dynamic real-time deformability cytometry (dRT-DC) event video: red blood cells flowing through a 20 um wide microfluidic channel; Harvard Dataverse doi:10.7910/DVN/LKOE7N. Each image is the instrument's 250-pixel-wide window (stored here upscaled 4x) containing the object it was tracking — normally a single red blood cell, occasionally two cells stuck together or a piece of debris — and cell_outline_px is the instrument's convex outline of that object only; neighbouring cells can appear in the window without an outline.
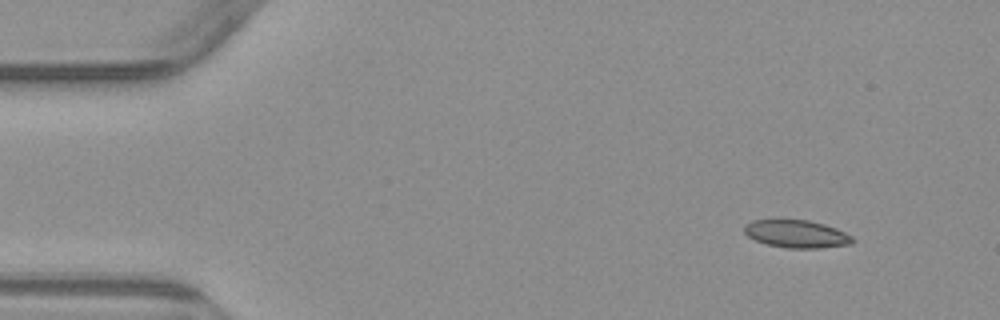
{"species": "common noctule bat (a hibernating species)", "species_latin": "Nyctalus noctula", "temperature_condition": "warm", "stored_images_in_passage": 4, "camera_frame_rate_fps": 3000, "um_per_image_px": 0.085, "animal": {"sex": "male", "body_mass_g": 23.1, "forearm_length_mm": 52.7}, "frame": {"image": 1, "passage_image": 1, "time_ms": 0.0, "image_size_px": [1000, 320], "cell_outline_px": [[856, 240], [852, 244], [820, 248], [788, 248], [768, 244], [756, 240], [748, 236], [744, 232], [744, 224], [752, 220], [808, 220], [824, 224], [836, 228], [852, 236]], "centroid_in_image_um": [67.73, 19.88], "position_along_channel_um": 17.3, "area_um2": 17.46}}